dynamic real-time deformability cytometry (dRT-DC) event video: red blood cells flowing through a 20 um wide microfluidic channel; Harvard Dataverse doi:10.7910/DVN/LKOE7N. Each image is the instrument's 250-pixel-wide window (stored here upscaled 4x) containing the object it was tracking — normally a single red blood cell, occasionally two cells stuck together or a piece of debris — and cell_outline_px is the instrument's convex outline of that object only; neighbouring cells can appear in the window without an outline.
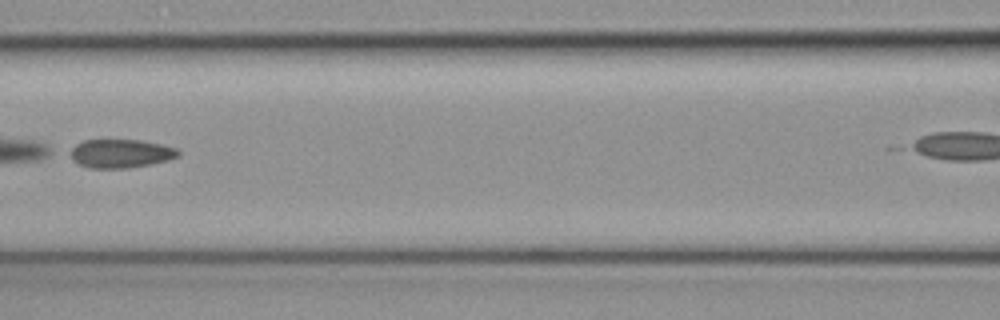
{"species": "common noctule bat (a hibernating species)", "species_latin": "Nyctalus noctula", "temperature_condition": "cold", "stored_images_in_passage": 9, "segment_of_instrument_passage": [1, 2], "camera_frame_rate_fps": 3000, "um_per_image_px": 0.085, "animal": {"sex": "female", "body_mass_g": 19.3, "forearm_length_mm": 54.1}, "frame": {"image": 1, "passage_image": 8, "time_ms": 2.333, "image_size_px": [1000, 320], "cell_outline_px": [[180, 156], [168, 160], [152, 164], [128, 168], [88, 168], [76, 164], [72, 160], [72, 148], [76, 144], [84, 140], [140, 140], [160, 144], [176, 148], [180, 152]], "centroid_in_image_um": [10.27, 13.06], "position_along_channel_um": 156.3, "area_um2": 18.03}}